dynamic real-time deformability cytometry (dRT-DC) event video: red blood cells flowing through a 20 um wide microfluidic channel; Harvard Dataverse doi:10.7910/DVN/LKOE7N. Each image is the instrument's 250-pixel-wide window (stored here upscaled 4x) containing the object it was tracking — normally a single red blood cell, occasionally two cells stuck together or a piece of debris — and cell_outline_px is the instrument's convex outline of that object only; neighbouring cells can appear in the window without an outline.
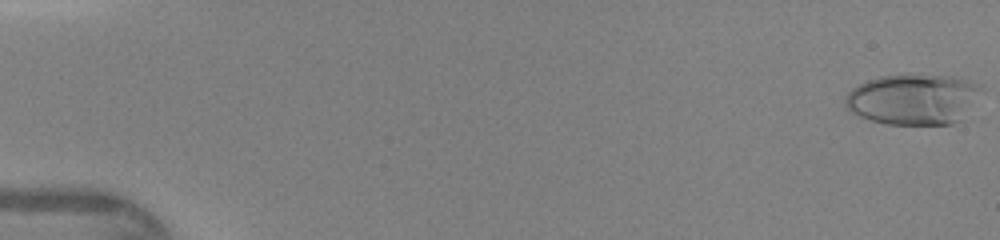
{"species": "human", "species_latin": "Homo sapiens", "temperature_condition": "warm", "stored_images_in_passage": 47, "camera_frame_rate_fps": 3000, "um_per_image_px": 0.085, "donor": {"sex": "female"}, "frame": {"image": 1, "passage_image": 1, "time_ms": 0.0, "image_size_px": [1000, 240], "cell_outline_px": [[980, 84], [960, 120], [952, 124], [888, 124], [872, 120], [860, 116], [852, 112], [848, 108], [844, 100], [844, 96], [852, 88], [868, 80], [880, 76], [952, 76], [968, 80]], "centroid_in_image_um": [77.52, 8.44], "position_along_channel_um": 7.5, "area_um2": 38.78}}
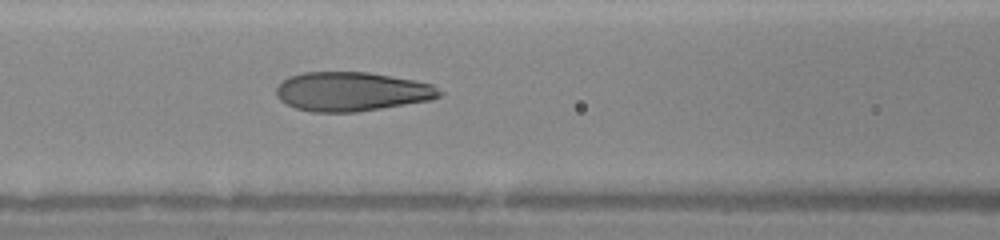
{"frame": {"image": 2, "passage_image": 21, "time_ms": 6.667, "image_size_px": [1000, 240], "cell_outline_px": [[444, 92], [440, 96], [432, 100], [356, 112], [312, 112], [296, 108], [280, 100], [276, 96], [276, 88], [288, 76], [304, 72], [368, 72], [412, 80], [432, 84]], "centroid_in_image_um": [29.9, 7.78], "position_along_channel_um": 136.7, "area_um2": 37.17}}
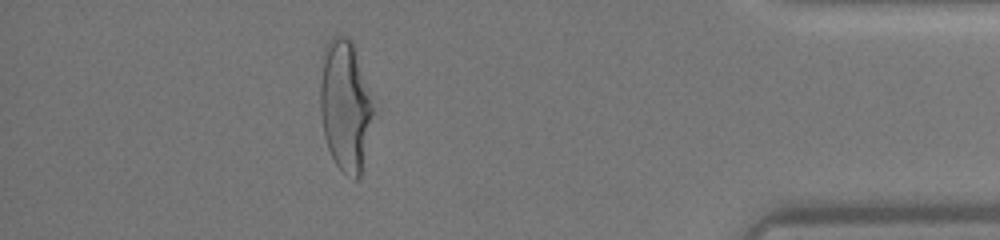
{"frame": {"image": 3, "passage_image": 42, "time_ms": 13.667, "image_size_px": [1000, 240], "cell_outline_px": [[376, 112], [360, 176], [356, 180], [344, 172], [336, 164], [328, 148], [324, 136], [320, 116], [320, 84], [324, 48], [328, 40], [332, 36], [344, 36], [352, 40]], "centroid_in_image_um": [29.36, 8.99], "position_along_channel_um": 405.8, "area_um2": 40.75}}